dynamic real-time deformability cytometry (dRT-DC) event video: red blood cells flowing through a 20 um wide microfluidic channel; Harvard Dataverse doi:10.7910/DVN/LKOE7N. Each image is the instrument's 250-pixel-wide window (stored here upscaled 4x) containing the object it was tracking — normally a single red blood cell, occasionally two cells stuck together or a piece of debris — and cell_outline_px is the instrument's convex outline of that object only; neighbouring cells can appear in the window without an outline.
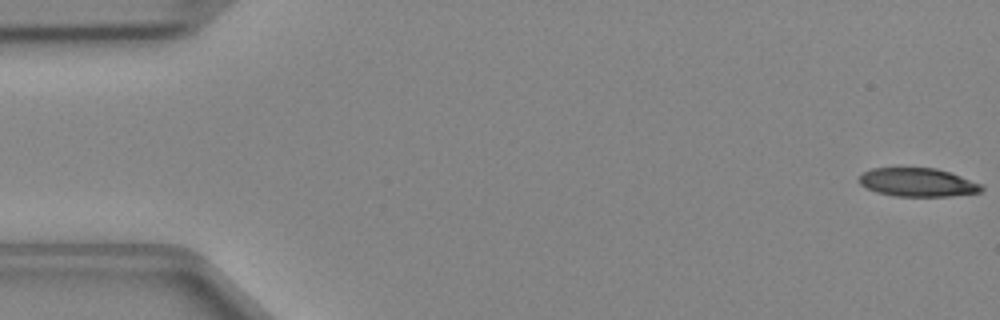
{"species": "Egyptian fruit bat (a non-hibernating species)", "species_latin": "Rousettus aegyptiacus", "temperature_condition": "cold", "stored_images_in_passage": 47, "camera_frame_rate_fps": 3000, "um_per_image_px": 0.085, "animal": {"sex": "female"}, "frame": {"image": 1, "passage_image": 1, "time_ms": 0.0, "image_size_px": [1000, 320], "cell_outline_px": [[984, 188], [980, 192], [948, 196], [896, 196], [876, 192], [860, 184], [860, 176], [864, 172], [872, 168], [936, 168], [984, 184]], "centroid_in_image_um": [78.03, 15.5], "position_along_channel_um": 7.0, "area_um2": 20.17}}
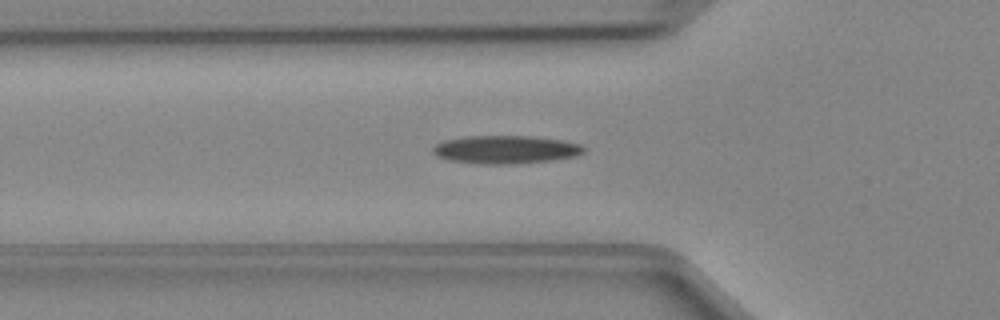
{"frame": {"image": 2, "passage_image": 16, "time_ms": 5.0, "image_size_px": [1000, 320], "cell_outline_px": [[584, 152], [576, 156], [552, 160], [512, 164], [484, 164], [448, 160], [436, 156], [432, 152], [432, 148], [436, 144], [444, 140], [464, 136], [532, 136], [560, 140], [580, 144], [584, 148]], "centroid_in_image_um": [42.94, 12.71], "position_along_channel_um": 82.9, "area_um2": 24.74}}
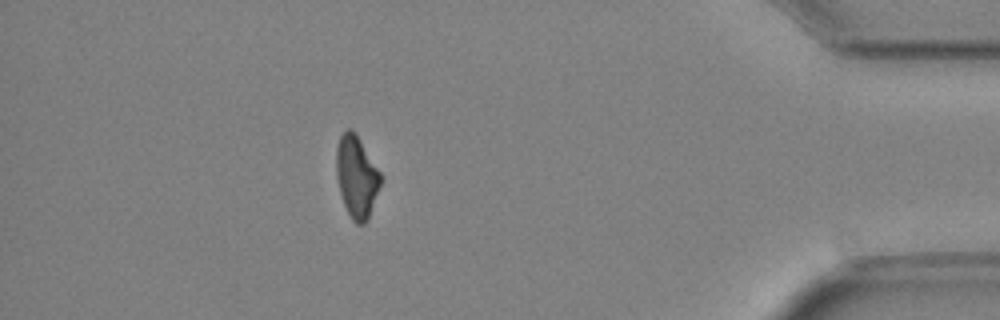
{"frame": {"image": 3, "passage_image": 42, "time_ms": 13.667, "image_size_px": [1000, 320], "cell_outline_px": [[384, 176], [368, 220], [364, 224], [356, 224], [352, 220], [344, 204], [340, 192], [336, 176], [336, 148], [340, 136], [348, 128], [352, 128]], "centroid_in_image_um": [30.33, 15.03], "position_along_channel_um": 404.9, "area_um2": 21.39}}